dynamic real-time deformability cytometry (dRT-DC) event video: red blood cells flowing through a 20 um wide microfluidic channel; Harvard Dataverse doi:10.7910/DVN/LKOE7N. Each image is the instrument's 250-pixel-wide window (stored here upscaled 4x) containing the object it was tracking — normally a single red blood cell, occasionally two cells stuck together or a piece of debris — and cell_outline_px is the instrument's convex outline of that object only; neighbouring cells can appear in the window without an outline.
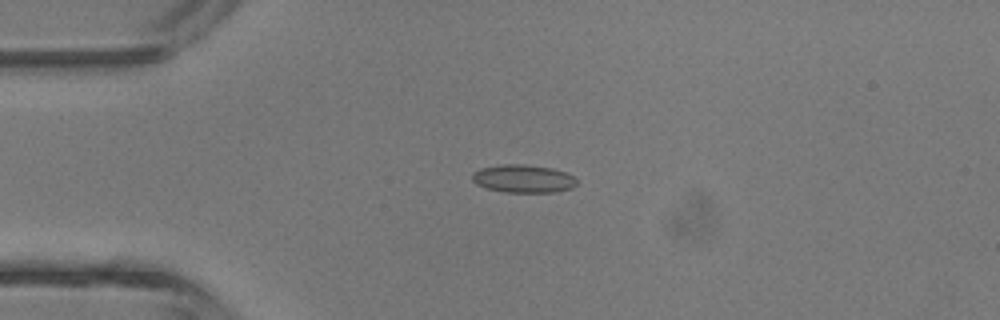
{"species": "common noctule bat (a hibernating species)", "species_latin": "Nyctalus noctula", "temperature_condition": "room temperature", "stored_images_in_passage": 3, "camera_frame_rate_fps": 3000, "um_per_image_px": 0.085, "animal": {"sex": "male", "body_mass_g": 13.3}, "frame": {"image": 1, "passage_image": 2, "time_ms": 1.0, "image_size_px": [1000, 320], "cell_outline_px": [[576, 184], [572, 188], [556, 192], [504, 192], [488, 188], [476, 184], [472, 180], [472, 172], [480, 168], [500, 164], [524, 164], [552, 168], [564, 172], [572, 176], [576, 180]], "centroid_in_image_um": [44.45, 15.18], "position_along_channel_um": 40.6, "area_um2": 17.05}}
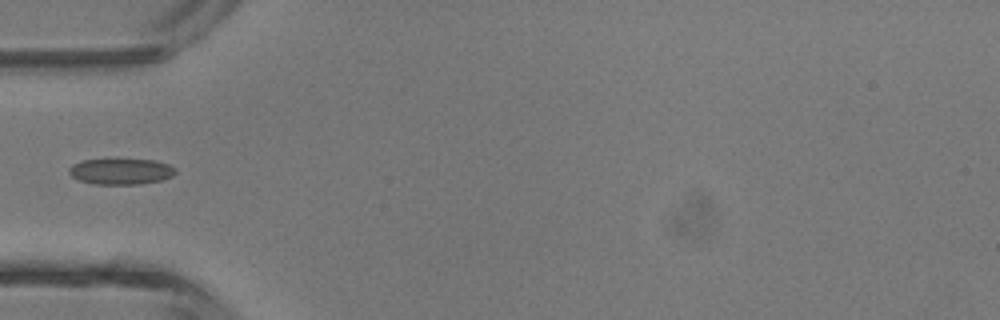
{"frame": {"image": 2, "passage_image": 3, "time_ms": 2.333, "image_size_px": [1000, 320], "cell_outline_px": [[176, 172], [172, 176], [164, 180], [140, 184], [92, 184], [80, 180], [72, 176], [68, 172], [68, 168], [72, 164], [84, 160], [152, 160], [168, 164], [176, 168]], "centroid_in_image_um": [10.29, 14.58], "position_along_channel_um": 74.7, "area_um2": 16.01}}